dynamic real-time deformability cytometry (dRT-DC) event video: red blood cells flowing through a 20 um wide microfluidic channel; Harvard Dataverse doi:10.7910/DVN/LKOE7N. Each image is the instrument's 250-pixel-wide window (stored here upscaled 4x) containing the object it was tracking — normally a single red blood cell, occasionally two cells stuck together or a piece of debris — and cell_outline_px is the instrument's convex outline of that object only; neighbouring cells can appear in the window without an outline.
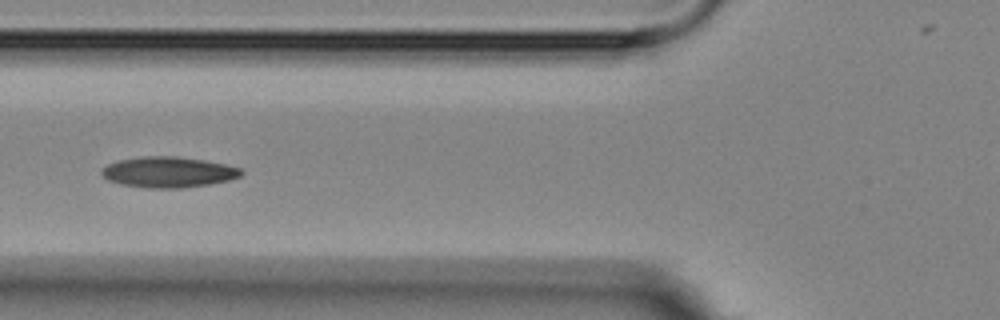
{"species": "Egyptian fruit bat (a non-hibernating species)", "species_latin": "Rousettus aegyptiacus", "temperature_condition": "room temperature", "stored_images_in_passage": 16, "camera_frame_rate_fps": 3000, "um_per_image_px": 0.085, "animal": {"sex": "female"}, "frame": {"image": 1, "passage_image": 5, "time_ms": 4.333, "image_size_px": [1000, 320], "cell_outline_px": [[244, 172], [240, 176], [228, 180], [208, 184], [180, 188], [148, 188], [120, 184], [108, 180], [100, 172], [108, 164], [120, 160], [140, 156], [176, 156], [204, 160], [244, 168]], "centroid_in_image_um": [14.33, 14.62], "position_along_channel_um": 111.5, "area_um2": 24.91}}
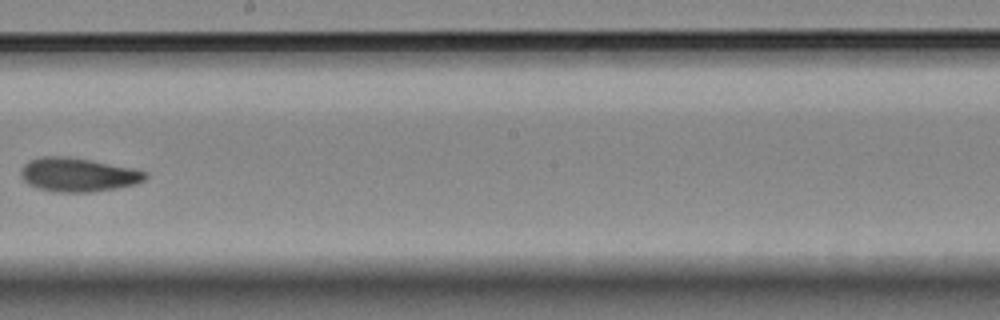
{"frame": {"image": 2, "passage_image": 8, "time_ms": 8.0, "image_size_px": [1000, 320], "cell_outline_px": [[148, 176], [144, 180], [136, 184], [116, 188], [88, 192], [52, 192], [36, 188], [28, 184], [20, 176], [20, 168], [24, 164], [40, 156], [68, 156], [92, 160], [132, 168], [148, 172]], "centroid_in_image_um": [6.61, 14.85], "position_along_channel_um": 241.6, "area_um2": 24.74}}
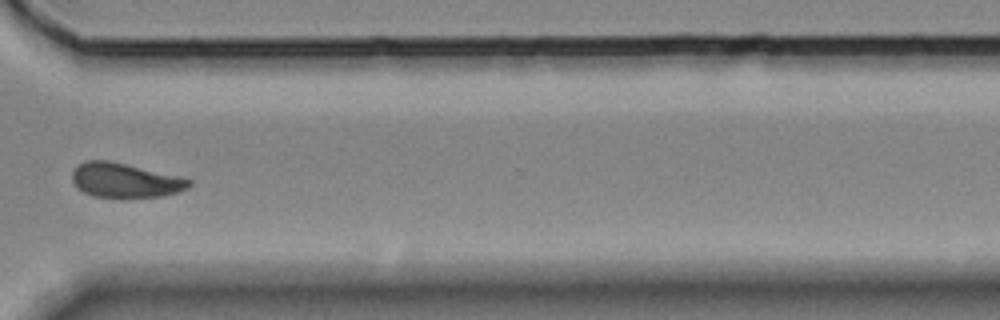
{"frame": {"image": 3, "passage_image": 11, "time_ms": 11.333, "image_size_px": [1000, 320], "cell_outline_px": [[192, 184], [188, 188], [180, 192], [164, 196], [124, 200], [92, 196], [76, 188], [72, 180], [72, 172], [84, 160], [108, 160], [180, 176], [192, 180]], "centroid_in_image_um": [10.65, 15.38], "position_along_channel_um": 359.9, "area_um2": 24.33}, "authors_computed_cell_mechanics": {"area_um2": 23.7558, "velocity_mm_per_s": 3.5611, "shape_relaxation_time_tau1_ms": 5.5303, "shape_relaxation_time_tau2_ms": 4.2978, "deformation_change_tau1": 0.1417, "deformation_change_tau2": 0.0893}}